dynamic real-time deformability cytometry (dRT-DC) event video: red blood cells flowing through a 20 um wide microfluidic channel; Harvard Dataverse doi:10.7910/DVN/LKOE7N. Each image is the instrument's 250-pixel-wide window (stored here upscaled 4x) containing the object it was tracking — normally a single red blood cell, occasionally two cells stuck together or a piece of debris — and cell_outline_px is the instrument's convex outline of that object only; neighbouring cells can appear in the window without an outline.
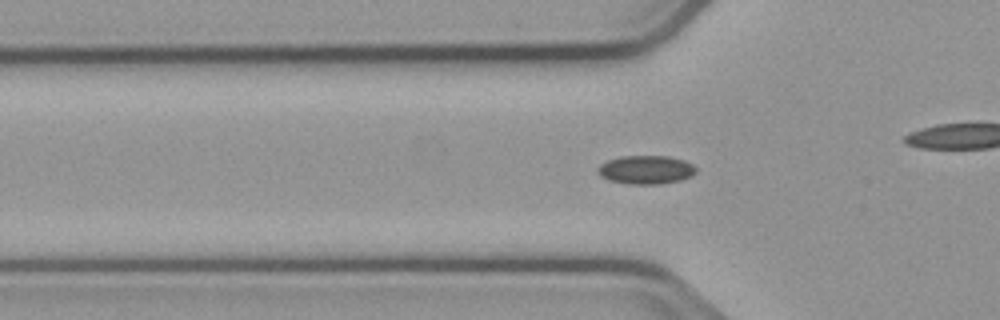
{"species": "common noctule bat (a hibernating species)", "species_latin": "Nyctalus noctula", "temperature_condition": "cold", "stored_images_in_passage": 46, "camera_frame_rate_fps": 3000, "um_per_image_px": 0.085, "animal": {"sex": "male", "body_mass_g": 23.1, "forearm_length_mm": 52.7}, "frame": {"image": 1, "passage_image": 8, "time_ms": 2.333, "image_size_px": [1000, 320], "cell_outline_px": [[696, 172], [692, 176], [680, 180], [660, 184], [628, 184], [608, 180], [600, 176], [596, 172], [596, 168], [600, 164], [608, 160], [620, 156], [668, 156], [684, 160], [692, 164], [696, 168]], "centroid_in_image_um": [54.87, 14.43], "position_along_channel_um": 70.9, "area_um2": 16.53}}
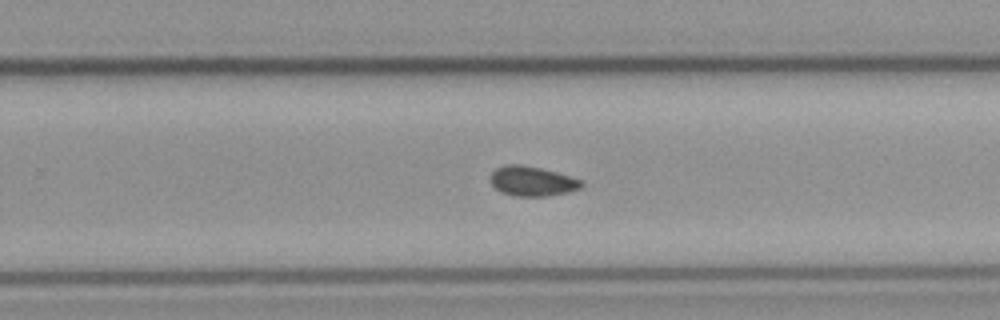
{"frame": {"image": 2, "passage_image": 25, "time_ms": 8.0, "image_size_px": [1000, 320], "cell_outline_px": [[584, 184], [580, 188], [568, 192], [548, 196], [512, 196], [500, 192], [492, 184], [492, 172], [496, 168], [508, 164], [520, 164], [540, 168], [572, 176], [584, 180]], "centroid_in_image_um": [45.28, 15.4], "position_along_channel_um": 284.5, "area_um2": 15.84}}
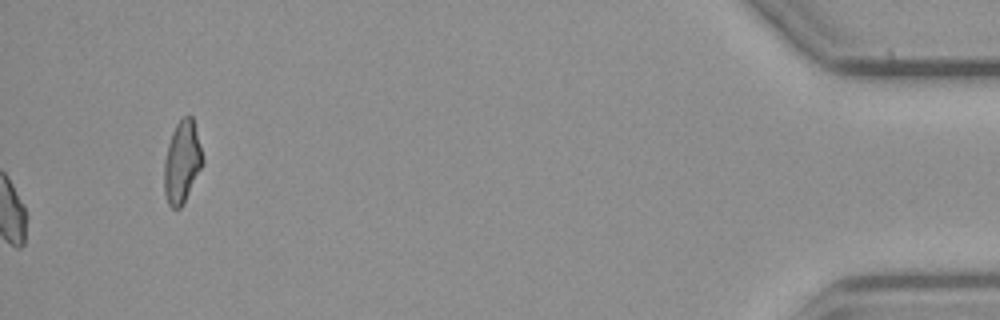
{"frame": {"image": 3, "passage_image": 46, "time_ms": 15.0, "image_size_px": [1000, 320], "cell_outline_px": [[204, 164], [184, 204], [180, 208], [172, 208], [168, 204], [164, 192], [164, 160], [168, 144], [172, 132], [176, 124], [188, 112], [192, 116], [204, 160]], "centroid_in_image_um": [15.48, 13.79], "position_along_channel_um": 419.7, "area_um2": 18.67}, "authors_computed_cell_mechanics": {"area_um2": 15.4326, "velocity_mm_per_s": 3.7559, "shape_relaxation_time_tau1_ms": null, "shape_relaxation_time_tau2_ms": 4.8638, "deformation_change_tau1": null, "deformation_change_tau2": 0.0644}}